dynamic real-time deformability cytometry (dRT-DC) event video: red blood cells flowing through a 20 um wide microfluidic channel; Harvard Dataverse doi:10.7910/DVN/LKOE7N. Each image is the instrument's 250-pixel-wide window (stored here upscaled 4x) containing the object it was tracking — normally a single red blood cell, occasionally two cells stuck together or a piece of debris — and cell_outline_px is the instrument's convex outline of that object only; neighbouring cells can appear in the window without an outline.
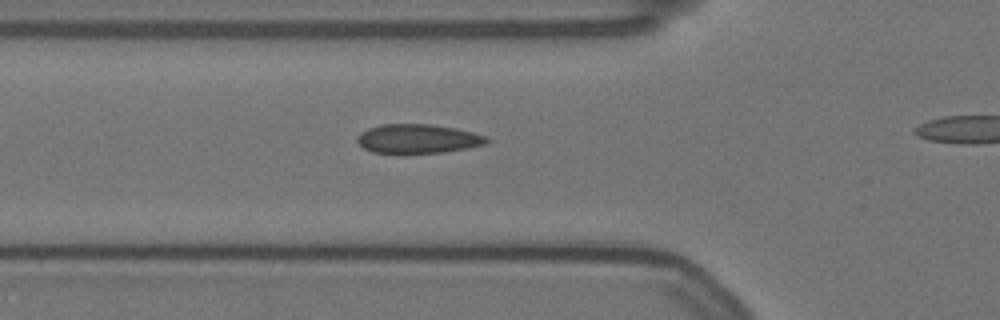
{"species": "Egyptian fruit bat (a non-hibernating species)", "species_latin": "Rousettus aegyptiacus", "temperature_condition": "warm", "stored_images_in_passage": 39, "camera_frame_rate_fps": 3000, "um_per_image_px": 0.085, "animal": {"sex": "female"}, "frame": {"image": 1, "passage_image": 12, "time_ms": 3.667, "image_size_px": [1000, 320], "cell_outline_px": [[492, 140], [484, 144], [444, 152], [372, 152], [364, 148], [356, 140], [356, 136], [360, 132], [368, 128], [380, 124], [432, 124], [456, 128], [488, 136]], "centroid_in_image_um": [35.52, 11.77], "position_along_channel_um": 90.3, "area_um2": 21.79}}
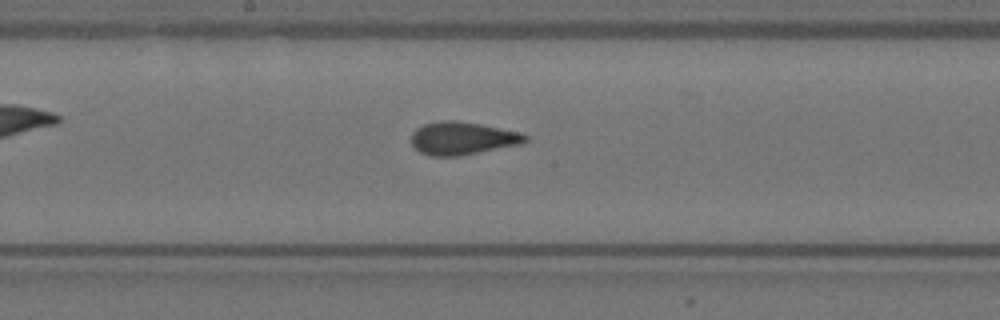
{"frame": {"image": 2, "passage_image": 22, "time_ms": 7.0, "image_size_px": [1000, 320], "cell_outline_px": [[528, 140], [520, 144], [460, 156], [432, 156], [420, 152], [412, 144], [412, 132], [416, 128], [424, 124], [440, 120], [456, 120], [480, 124], [520, 132], [528, 136]], "centroid_in_image_um": [39.3, 11.75], "position_along_channel_um": 208.9, "area_um2": 21.79}}
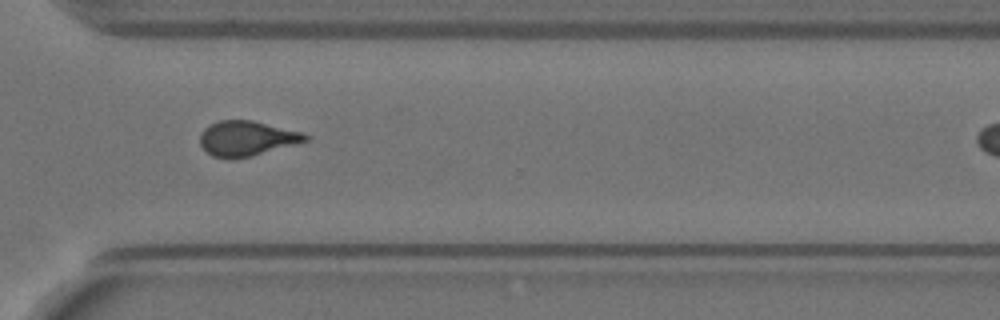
{"frame": {"image": 3, "passage_image": 34, "time_ms": 11.0, "image_size_px": [1000, 320], "cell_outline_px": [[308, 140], [252, 156], [212, 156], [200, 144], [200, 132], [204, 128], [220, 120], [252, 120], [300, 132], [308, 136]], "centroid_in_image_um": [20.95, 11.73], "position_along_channel_um": 349.6, "area_um2": 20.69}}